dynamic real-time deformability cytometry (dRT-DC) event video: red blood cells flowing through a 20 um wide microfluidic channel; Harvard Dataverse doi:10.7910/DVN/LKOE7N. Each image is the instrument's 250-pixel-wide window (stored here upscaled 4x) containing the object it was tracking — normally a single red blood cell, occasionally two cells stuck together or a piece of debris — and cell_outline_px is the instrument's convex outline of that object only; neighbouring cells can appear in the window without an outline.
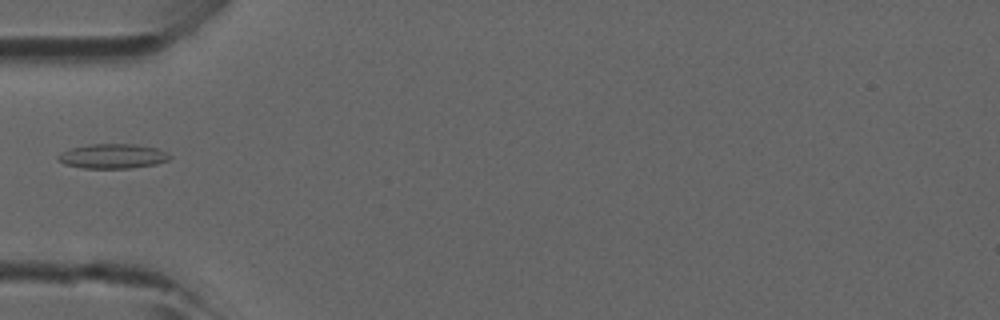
{"species": "common noctule bat (a hibernating species)", "species_latin": "Nyctalus noctula", "temperature_condition": "room temperature", "stored_images_in_passage": 6, "camera_frame_rate_fps": 3000, "um_per_image_px": 0.085, "animal": {"sex": "male", "forearm_length_mm": 52.5}, "frame": {"image": 1, "passage_image": 5, "time_ms": 1.333, "image_size_px": [1000, 320], "cell_outline_px": [[172, 156], [168, 160], [156, 164], [132, 168], [84, 168], [64, 164], [56, 156], [72, 148], [92, 144], [136, 144], [156, 148], [168, 152]], "centroid_in_image_um": [9.64, 13.28], "position_along_channel_um": 75.4, "area_um2": 15.9}}
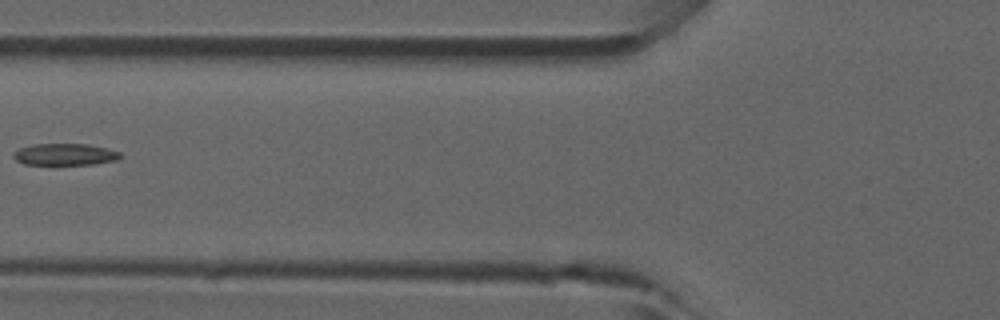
{"frame": {"image": 2, "passage_image": 6, "time_ms": 1.667, "image_size_px": [1000, 320], "cell_outline_px": [[124, 156], [116, 160], [92, 164], [24, 164], [16, 160], [12, 156], [12, 152], [20, 148], [36, 144], [88, 144], [120, 152]], "centroid_in_image_um": [5.51, 13.12], "position_along_channel_um": 120.3, "area_um2": 13.41}}